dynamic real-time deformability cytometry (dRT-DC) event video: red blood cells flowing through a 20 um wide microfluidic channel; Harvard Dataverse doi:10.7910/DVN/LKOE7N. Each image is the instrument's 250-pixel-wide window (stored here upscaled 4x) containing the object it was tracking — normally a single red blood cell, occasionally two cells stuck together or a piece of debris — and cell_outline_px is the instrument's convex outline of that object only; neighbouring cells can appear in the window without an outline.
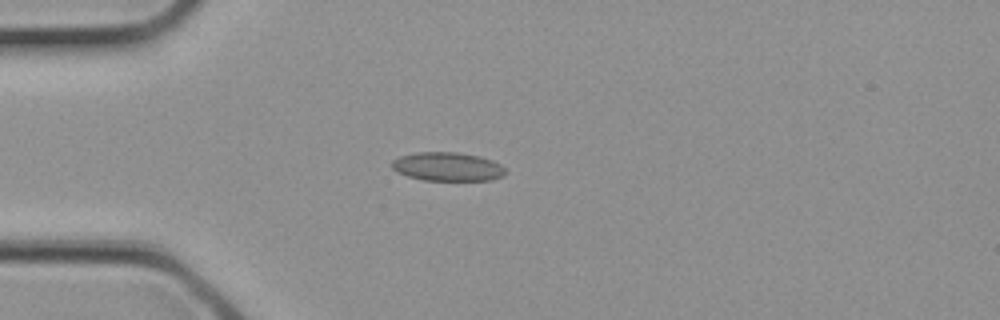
{"species": "common noctule bat (a hibernating species)", "species_latin": "Nyctalus noctula", "temperature_condition": "cold", "stored_images_in_passage": 1, "camera_frame_rate_fps": 3000, "um_per_image_px": 0.085, "animal": {"sex": "female", "body_mass_g": 21.9}, "frame": {"image": 1, "passage_image": 1, "time_ms": 0.0, "image_size_px": [1000, 320], "cell_outline_px": [[508, 172], [504, 176], [492, 180], [424, 180], [408, 176], [396, 172], [392, 168], [392, 160], [400, 156], [416, 152], [456, 152], [480, 156], [492, 160], [500, 164]], "centroid_in_image_um": [38.06, 14.16], "position_along_channel_um": 46.9, "area_um2": 19.13}}